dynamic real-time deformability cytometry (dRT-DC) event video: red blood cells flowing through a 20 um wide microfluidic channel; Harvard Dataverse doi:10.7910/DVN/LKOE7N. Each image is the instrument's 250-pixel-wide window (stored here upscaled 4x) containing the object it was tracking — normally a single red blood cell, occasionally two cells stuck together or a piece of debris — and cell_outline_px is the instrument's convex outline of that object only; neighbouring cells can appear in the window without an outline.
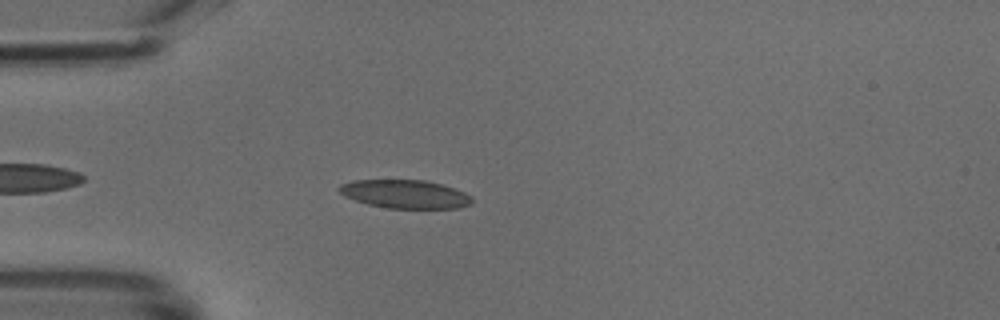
{"species": "common noctule bat (a hibernating species)", "species_latin": "Nyctalus noctula", "temperature_condition": "cold", "stored_images_in_passage": 39, "camera_frame_rate_fps": 3000, "um_per_image_px": 0.085, "animal": {"sex": "male", "body_mass_g": 18.8}, "frame": {"image": 1, "passage_image": 4, "time_ms": 1.0, "image_size_px": [1000, 320], "cell_outline_px": [[472, 204], [460, 208], [388, 208], [368, 204], [344, 196], [336, 188], [340, 184], [352, 180], [424, 180], [456, 188], [472, 196]], "centroid_in_image_um": [34.44, 16.49], "position_along_channel_um": 50.6, "area_um2": 22.08}}
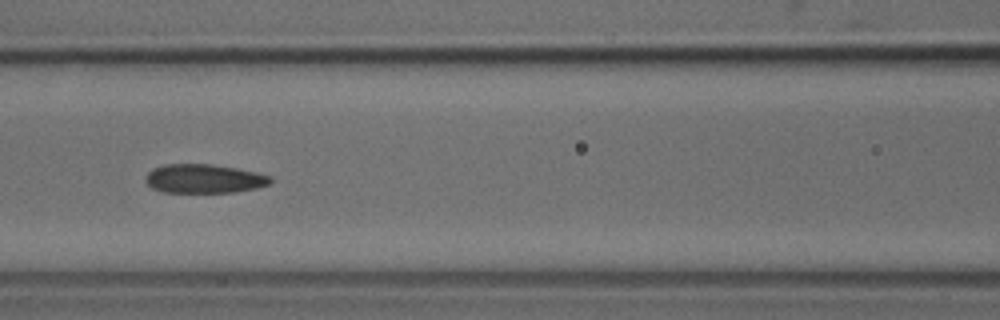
{"frame": {"image": 2, "passage_image": 12, "time_ms": 3.667, "image_size_px": [1000, 320], "cell_outline_px": [[272, 180], [268, 184], [256, 188], [236, 192], [164, 192], [152, 188], [144, 180], [148, 172], [152, 168], [164, 164], [212, 164], [236, 168], [256, 172], [272, 176]], "centroid_in_image_um": [17.33, 15.18], "position_along_channel_um": 149.3, "area_um2": 21.1}}
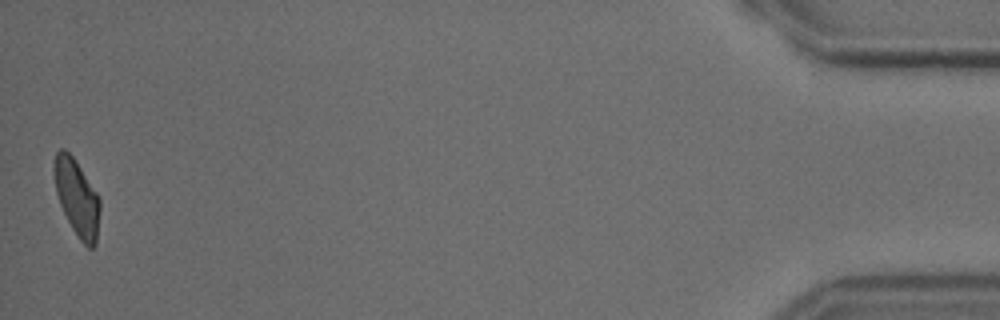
{"frame": {"image": 3, "passage_image": 39, "time_ms": 12.667, "image_size_px": [1000, 320], "cell_outline_px": [[100, 208], [96, 244], [92, 248], [88, 248], [80, 240], [72, 228], [60, 204], [56, 192], [52, 168], [56, 152], [60, 148], [64, 148], [72, 156], [96, 192], [100, 200]], "centroid_in_image_um": [6.52, 16.8], "position_along_channel_um": 428.7, "area_um2": 20.23}}